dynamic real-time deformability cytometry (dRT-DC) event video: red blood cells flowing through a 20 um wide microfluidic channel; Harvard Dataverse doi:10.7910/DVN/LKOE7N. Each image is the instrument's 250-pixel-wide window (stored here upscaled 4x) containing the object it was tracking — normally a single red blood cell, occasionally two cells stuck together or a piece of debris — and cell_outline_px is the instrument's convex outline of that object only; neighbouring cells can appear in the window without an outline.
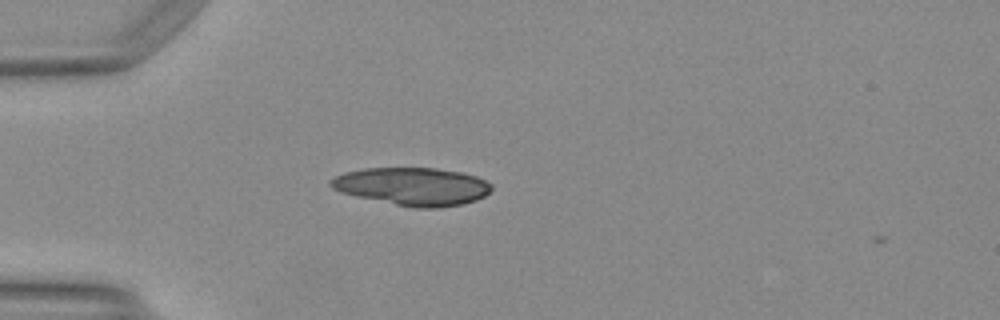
{"species": "Egyptian fruit bat (a non-hibernating species)", "species_latin": "Rousettus aegyptiacus", "temperature_condition": "warm", "stored_images_in_passage": 36, "camera_frame_rate_fps": 3000, "um_per_image_px": 0.085, "animal": {"sex": "female"}, "frame": {"image": 1, "passage_image": 1, "time_ms": 0.0, "image_size_px": [1000, 320], "cell_outline_px": [[492, 188], [484, 196], [476, 200], [464, 204], [436, 208], [416, 208], [356, 196], [340, 192], [332, 188], [328, 184], [328, 180], [344, 172], [364, 168], [436, 168], [460, 172], [476, 176], [492, 184]], "centroid_in_image_um": [35.05, 15.84], "position_along_channel_um": 50.0, "area_um2": 35.43}}
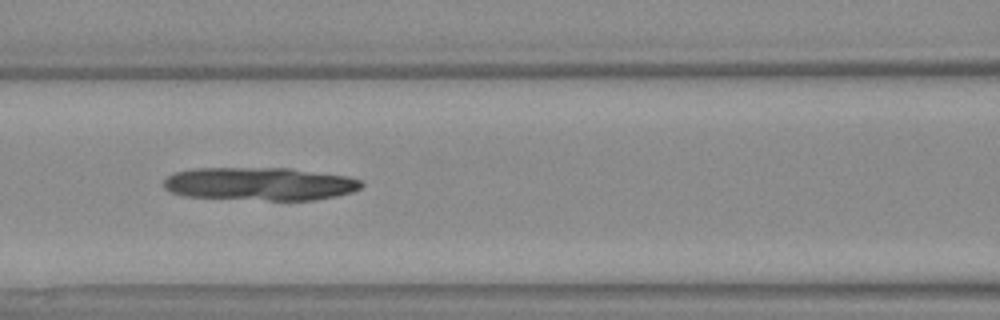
{"frame": {"image": 2, "passage_image": 9, "time_ms": 2.667, "image_size_px": [1000, 320], "cell_outline_px": [[364, 184], [360, 188], [352, 192], [336, 196], [312, 200], [268, 200], [184, 196], [172, 192], [164, 188], [164, 180], [168, 176], [176, 172], [192, 168], [288, 168], [348, 176], [360, 180]], "centroid_in_image_um": [22.09, 15.62], "position_along_channel_um": 144.5, "area_um2": 38.03}}